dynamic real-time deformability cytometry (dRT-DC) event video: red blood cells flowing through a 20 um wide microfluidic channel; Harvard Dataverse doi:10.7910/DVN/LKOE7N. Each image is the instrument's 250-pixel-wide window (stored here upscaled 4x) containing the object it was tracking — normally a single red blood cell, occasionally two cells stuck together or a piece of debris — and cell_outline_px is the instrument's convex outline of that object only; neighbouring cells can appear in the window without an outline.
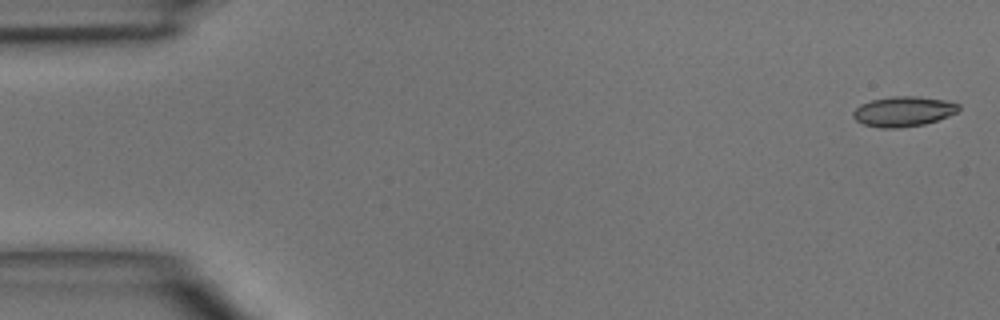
{"species": "common noctule bat (a hibernating species)", "species_latin": "Nyctalus noctula", "temperature_condition": "room temperature", "stored_images_in_passage": 11, "camera_frame_rate_fps": 3000, "um_per_image_px": 0.085, "animal": {"sex": "male", "body_mass_g": 15.6}, "frame": {"image": 1, "passage_image": 1, "time_ms": 0.0, "image_size_px": [1000, 320], "cell_outline_px": [[960, 108], [956, 112], [948, 116], [924, 124], [900, 128], [880, 128], [864, 124], [856, 120], [852, 116], [852, 112], [860, 104], [872, 100], [892, 96], [916, 96], [944, 100], [960, 104]], "centroid_in_image_um": [76.77, 9.47], "position_along_channel_um": 8.2, "area_um2": 18.44}}